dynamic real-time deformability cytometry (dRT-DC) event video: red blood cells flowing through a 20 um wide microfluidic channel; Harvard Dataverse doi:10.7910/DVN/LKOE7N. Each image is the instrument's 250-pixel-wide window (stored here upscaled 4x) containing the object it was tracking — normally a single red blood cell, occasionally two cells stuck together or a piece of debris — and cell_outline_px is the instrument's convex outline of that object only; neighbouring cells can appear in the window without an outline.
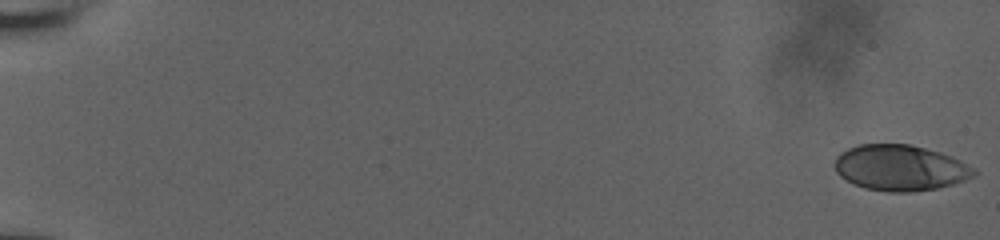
{"species": "human", "species_latin": "Homo sapiens", "temperature_condition": "room temperature", "stored_images_in_passage": 16, "camera_frame_rate_fps": 3000, "um_per_image_px": 0.085, "donor": {"sex": "male"}, "frame": {"image": 1, "passage_image": 1, "time_ms": 0.0, "image_size_px": [1000, 240], "cell_outline_px": [[980, 172], [976, 176], [952, 184], [936, 188], [908, 192], [892, 192], [864, 188], [840, 176], [836, 172], [836, 156], [840, 152], [856, 144], [908, 144], [940, 152], [952, 156], [976, 168]], "centroid_in_image_um": [76.56, 14.25], "position_along_channel_um": 8.4, "area_um2": 37.17}}
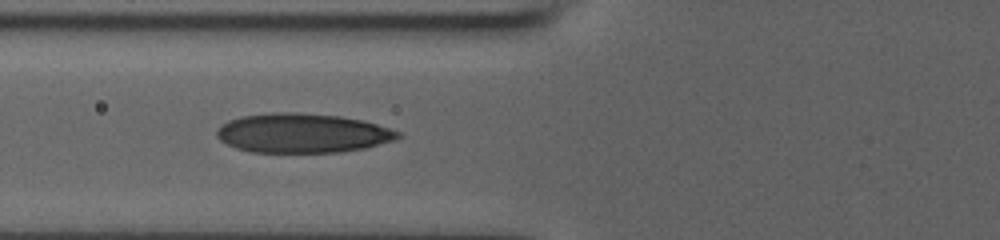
{"frame": {"image": 2, "passage_image": 12, "time_ms": 3.667, "image_size_px": [1000, 240], "cell_outline_px": [[400, 136], [396, 140], [364, 148], [340, 152], [248, 152], [236, 148], [220, 140], [216, 136], [216, 132], [220, 124], [228, 120], [244, 116], [272, 112], [296, 112], [340, 116], [364, 120], [400, 132]], "centroid_in_image_um": [25.69, 11.31], "position_along_channel_um": 100.1, "area_um2": 41.62}}
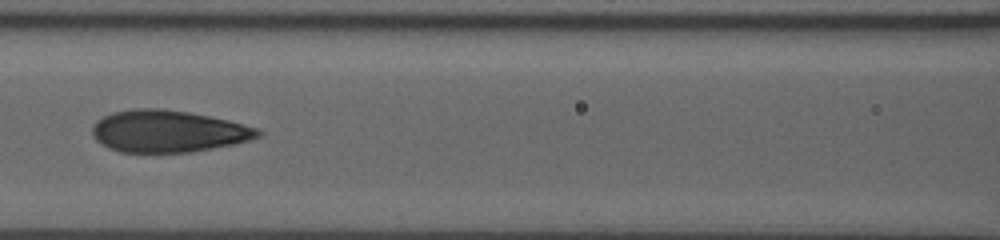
{"frame": {"image": 3, "passage_image": 14, "time_ms": 4.333, "image_size_px": [1000, 240], "cell_outline_px": [[264, 132], [260, 136], [248, 140], [232, 144], [212, 148], [188, 152], [120, 152], [108, 148], [100, 144], [92, 136], [92, 128], [96, 120], [112, 112], [132, 108], [160, 108], [188, 112], [228, 120], [260, 128]], "centroid_in_image_um": [14.26, 11.15], "position_along_channel_um": 152.3, "area_um2": 40.63}}